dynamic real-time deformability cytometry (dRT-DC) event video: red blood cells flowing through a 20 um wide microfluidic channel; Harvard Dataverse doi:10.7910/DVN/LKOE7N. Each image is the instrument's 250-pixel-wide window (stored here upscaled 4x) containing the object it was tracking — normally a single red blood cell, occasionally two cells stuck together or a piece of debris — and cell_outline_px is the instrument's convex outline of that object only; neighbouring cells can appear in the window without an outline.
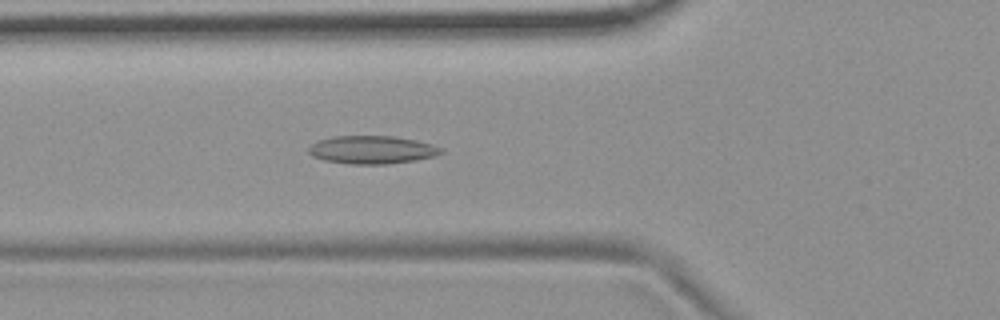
{"species": "common noctule bat (a hibernating species)", "species_latin": "Nyctalus noctula", "temperature_condition": "room temperature", "stored_images_in_passage": 54, "camera_frame_rate_fps": 3000, "um_per_image_px": 0.085, "animal": {"sex": "female", "body_mass_g": 19.9}, "frame": {"image": 1, "passage_image": 19, "time_ms": 6.0, "image_size_px": [1000, 320], "cell_outline_px": [[444, 152], [436, 156], [416, 160], [388, 164], [348, 164], [324, 160], [312, 156], [308, 152], [308, 148], [316, 140], [332, 136], [392, 136], [416, 140], [432, 144], [444, 148]], "centroid_in_image_um": [31.63, 12.73], "position_along_channel_um": 94.2, "area_um2": 21.91}}
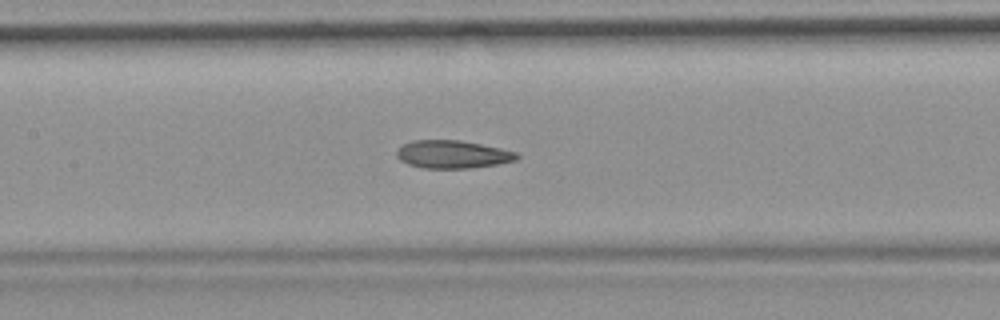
{"frame": {"image": 2, "passage_image": 25, "time_ms": 8.0, "image_size_px": [1000, 320], "cell_outline_px": [[520, 156], [516, 160], [496, 164], [472, 168], [424, 168], [408, 164], [400, 160], [396, 156], [396, 152], [404, 144], [412, 140], [460, 140], [520, 152]], "centroid_in_image_um": [38.5, 13.12], "position_along_channel_um": 168.9, "area_um2": 19.54}}
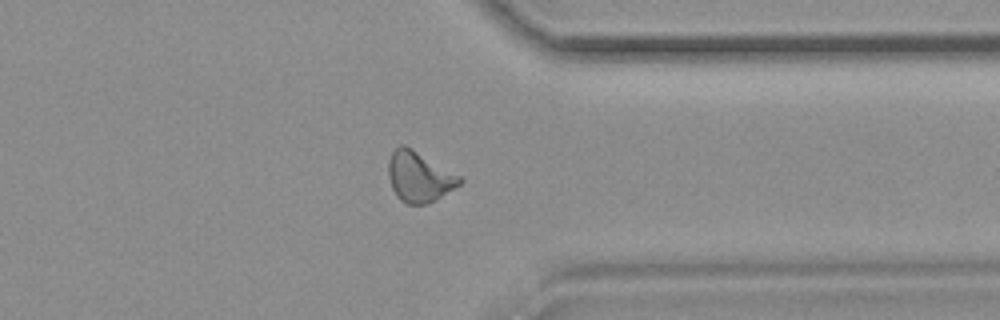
{"frame": {"image": 3, "passage_image": 42, "time_ms": 13.667, "image_size_px": [1000, 320], "cell_outline_px": [[464, 180], [460, 184], [440, 196], [424, 204], [404, 204], [396, 196], [392, 188], [388, 176], [388, 160], [392, 152], [400, 144], [404, 144], [412, 148], [460, 176]], "centroid_in_image_um": [35.58, 15.01], "position_along_channel_um": 375.8, "area_um2": 20.69}, "authors_computed_cell_mechanics": {"area_um2": 20.4901, "velocity_mm_per_s": 3.7249, "shape_relaxation_time_tau1_ms": null, "shape_relaxation_time_tau2_ms": 3.1211, "deformation_change_tau1": null, "deformation_change_tau2": 0.1052}}